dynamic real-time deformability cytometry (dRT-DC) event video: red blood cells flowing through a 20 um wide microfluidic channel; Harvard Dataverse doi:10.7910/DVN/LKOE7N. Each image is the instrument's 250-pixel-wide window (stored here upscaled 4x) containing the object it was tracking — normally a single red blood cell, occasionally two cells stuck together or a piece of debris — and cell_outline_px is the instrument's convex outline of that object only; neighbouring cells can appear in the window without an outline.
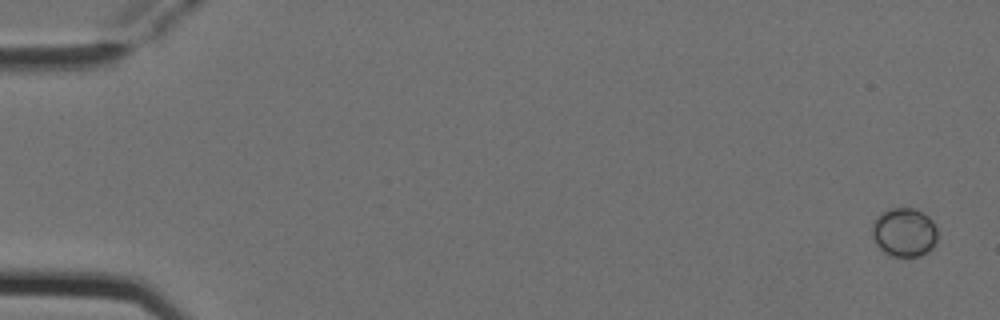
{"species": "Egyptian fruit bat (a non-hibernating species)", "species_latin": "Rousettus aegyptiacus", "temperature_condition": "cold", "stored_images_in_passage": 6, "camera_frame_rate_fps": 3000, "um_per_image_px": 0.085, "animal": {"sex": "female"}, "frame": {"image": 1, "passage_image": 1, "time_ms": 0.0, "image_size_px": [1000, 320], "cell_outline_px": [[936, 240], [932, 248], [928, 252], [920, 256], [892, 256], [884, 252], [876, 244], [872, 236], [872, 224], [884, 212], [892, 208], [916, 208], [928, 216], [932, 220], [936, 228]], "centroid_in_image_um": [76.87, 19.75], "position_along_channel_um": 8.1, "area_um2": 18.44}}
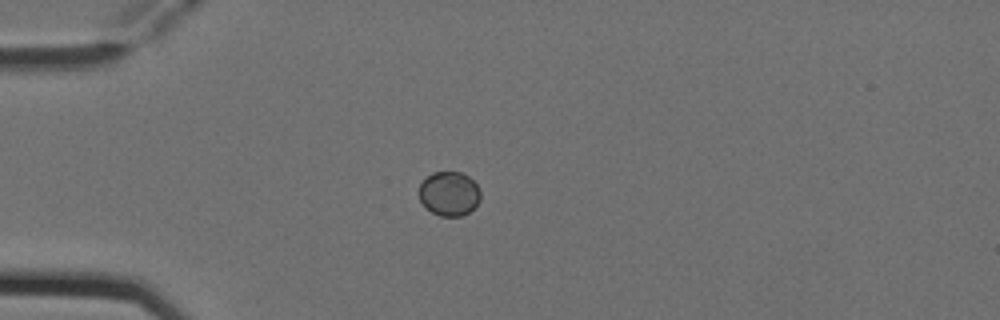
{"frame": {"image": 2, "passage_image": 4, "time_ms": 1.0, "image_size_px": [1000, 320], "cell_outline_px": [[480, 200], [468, 212], [460, 216], [440, 216], [424, 208], [420, 200], [420, 184], [432, 172], [460, 172], [468, 176], [476, 184], [480, 192]], "centroid_in_image_um": [38.16, 16.46], "position_along_channel_um": 46.8, "area_um2": 15.72}}
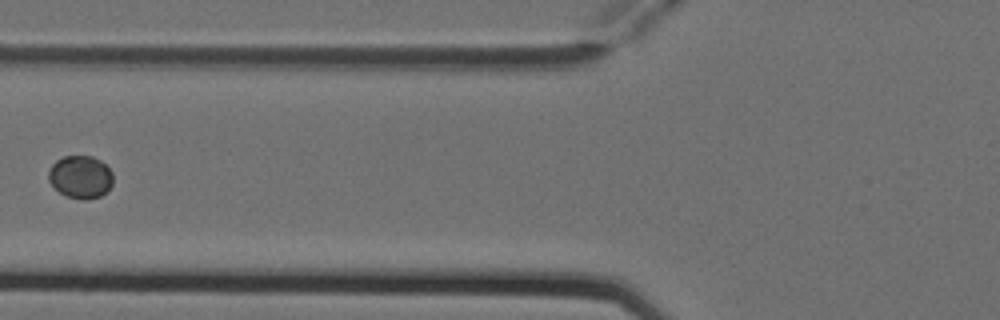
{"frame": {"image": 3, "passage_image": 6, "time_ms": 1.667, "image_size_px": [1000, 320], "cell_outline_px": [[112, 184], [100, 196], [84, 200], [68, 196], [60, 192], [48, 180], [48, 172], [52, 164], [56, 160], [64, 156], [92, 156], [100, 160], [112, 172]], "centroid_in_image_um": [6.83, 15.02], "position_along_channel_um": 119.0, "area_um2": 15.84}}